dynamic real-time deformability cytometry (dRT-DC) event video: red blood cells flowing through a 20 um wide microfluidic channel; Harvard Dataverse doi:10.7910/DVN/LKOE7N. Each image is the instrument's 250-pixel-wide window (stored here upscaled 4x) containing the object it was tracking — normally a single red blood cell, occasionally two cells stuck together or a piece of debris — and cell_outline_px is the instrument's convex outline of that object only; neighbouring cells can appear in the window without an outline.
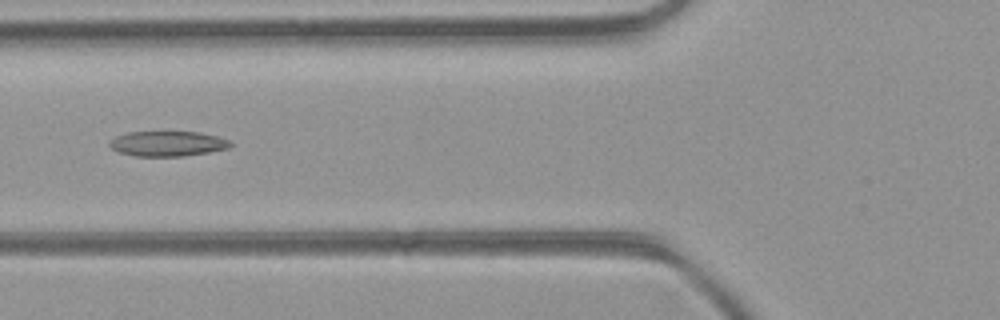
{"species": "common noctule bat (a hibernating species)", "species_latin": "Nyctalus noctula", "temperature_condition": "room temperature", "stored_images_in_passage": 39, "camera_frame_rate_fps": 3000, "um_per_image_px": 0.085, "animal": {"sex": "female", "body_mass_g": 21.9}, "frame": {"image": 1, "passage_image": 10, "time_ms": 3.0, "image_size_px": [1000, 320], "cell_outline_px": [[232, 148], [184, 156], [136, 156], [116, 152], [108, 144], [116, 136], [128, 132], [200, 132], [216, 136], [228, 140], [232, 144]], "centroid_in_image_um": [14.25, 12.22], "position_along_channel_um": 111.5, "area_um2": 17.69}}
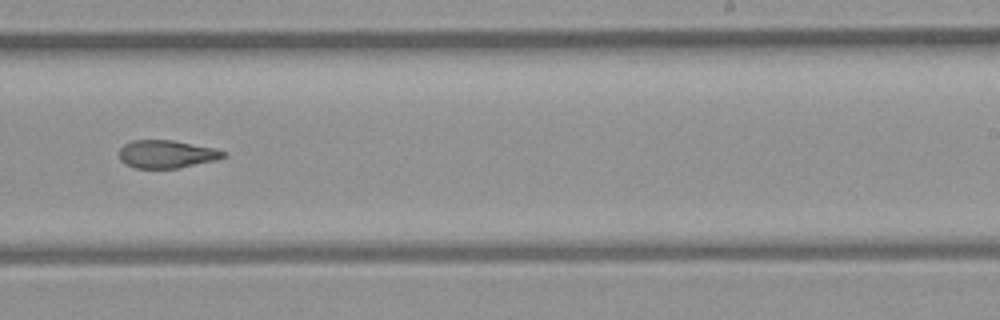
{"frame": {"image": 2, "passage_image": 21, "time_ms": 6.667, "image_size_px": [1000, 320], "cell_outline_px": [[228, 156], [220, 160], [180, 168], [136, 168], [120, 160], [120, 148], [124, 144], [132, 140], [172, 140], [212, 148], [228, 152]], "centroid_in_image_um": [14.23, 13.11], "position_along_channel_um": 274.8, "area_um2": 17.05}}
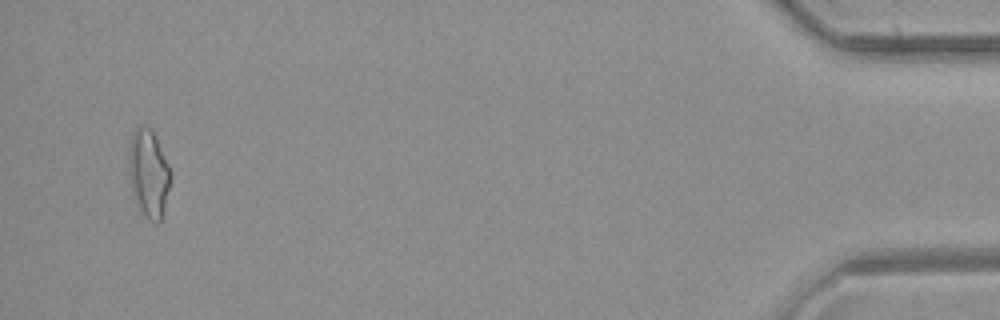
{"frame": {"image": 3, "passage_image": 37, "time_ms": 12.0, "image_size_px": [1000, 320], "cell_outline_px": [[172, 176], [160, 220], [156, 224], [148, 220], [144, 216], [132, 196], [128, 176], [128, 148], [132, 132], [136, 128], [148, 128], [152, 132], [172, 172]], "centroid_in_image_um": [12.59, 14.79], "position_along_channel_um": 422.6, "area_um2": 21.33}, "authors_computed_cell_mechanics": {"area_um2": 18.0336, "velocity_mm_per_s": 4.4447, "shape_relaxation_time_tau1_ms": null, "shape_relaxation_time_tau2_ms": 4.051, "deformation_change_tau1": null, "deformation_change_tau2": 0.1312}}